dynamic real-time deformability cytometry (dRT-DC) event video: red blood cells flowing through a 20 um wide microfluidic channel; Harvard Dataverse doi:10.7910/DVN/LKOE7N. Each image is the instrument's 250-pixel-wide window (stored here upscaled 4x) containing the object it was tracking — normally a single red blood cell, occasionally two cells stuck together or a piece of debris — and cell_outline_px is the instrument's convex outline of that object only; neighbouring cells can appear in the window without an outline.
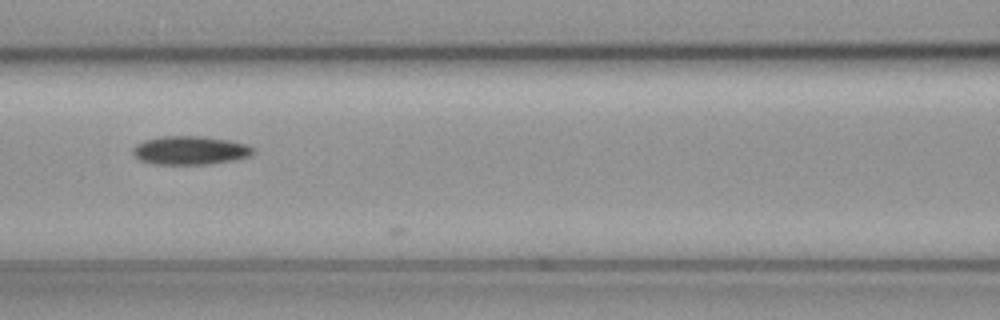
{"species": "common noctule bat (a hibernating species)", "species_latin": "Nyctalus noctula", "temperature_condition": "cold", "stored_images_in_passage": 16, "camera_frame_rate_fps": 3000, "um_per_image_px": 0.085, "animal": {"sex": "female", "body_mass_g": 19.3, "forearm_length_mm": 54.1}, "frame": {"image": 1, "passage_image": 13, "time_ms": 4.0, "image_size_px": [1000, 320], "cell_outline_px": [[256, 148], [252, 156], [232, 160], [208, 164], [156, 164], [140, 160], [132, 152], [132, 148], [136, 144], [144, 140], [160, 136], [204, 136], [228, 140], [244, 144]], "centroid_in_image_um": [16.17, 12.77], "position_along_channel_um": 150.4, "area_um2": 20.06}}